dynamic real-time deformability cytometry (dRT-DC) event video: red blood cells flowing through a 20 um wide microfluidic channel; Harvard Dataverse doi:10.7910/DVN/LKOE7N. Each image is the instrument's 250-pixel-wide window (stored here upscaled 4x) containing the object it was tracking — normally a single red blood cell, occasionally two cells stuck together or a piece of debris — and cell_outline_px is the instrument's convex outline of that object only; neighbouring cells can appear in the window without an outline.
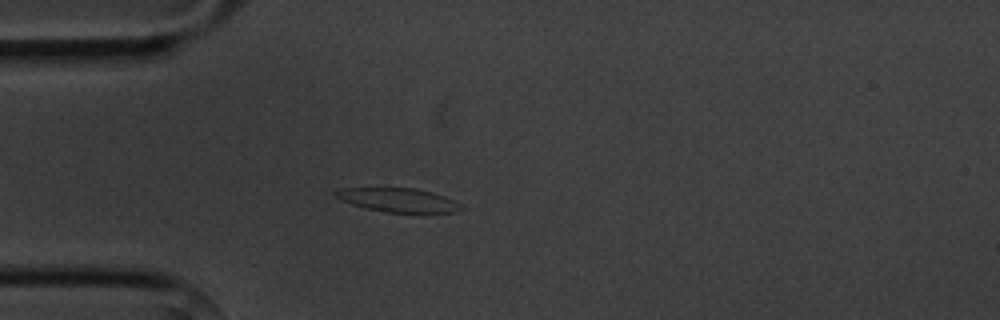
{"species": "common noctule bat (a hibernating species)", "species_latin": "Nyctalus noctula", "temperature_condition": "cold", "stored_images_in_passage": 4, "camera_frame_rate_fps": 3000, "um_per_image_px": 0.085, "animal": {"sex": "male", "body_mass_g": 20.1, "forearm_length_mm": 53.5}, "frame": {"image": 1, "passage_image": 4, "time_ms": 4.333, "image_size_px": [1000, 320], "cell_outline_px": [[464, 208], [456, 212], [388, 212], [364, 208], [340, 200], [332, 192], [340, 188], [416, 188], [432, 192], [444, 196], [460, 204]], "centroid_in_image_um": [33.81, 16.99], "position_along_channel_um": 51.2, "area_um2": 17.34}}